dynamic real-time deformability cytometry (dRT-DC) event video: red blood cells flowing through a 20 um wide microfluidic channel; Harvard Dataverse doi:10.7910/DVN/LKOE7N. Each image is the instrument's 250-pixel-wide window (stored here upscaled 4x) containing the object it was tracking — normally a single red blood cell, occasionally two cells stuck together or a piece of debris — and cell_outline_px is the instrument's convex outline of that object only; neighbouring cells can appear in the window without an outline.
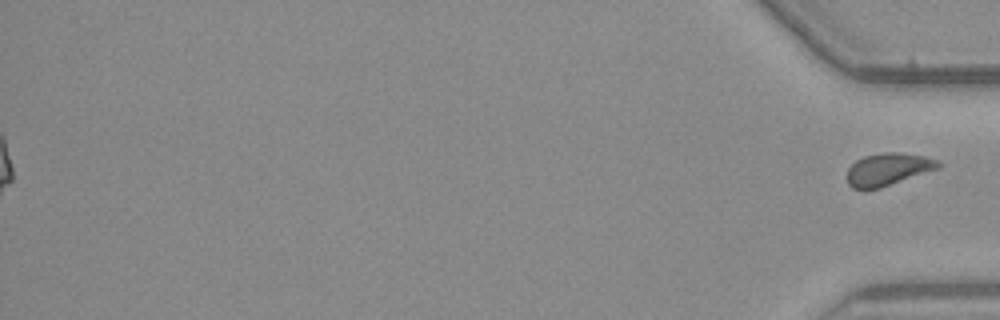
{"species": "common noctule bat (a hibernating species)", "species_latin": "Nyctalus noctula", "temperature_condition": "warm", "stored_images_in_passage": 50, "segment_of_instrument_passage": [2, 2], "camera_frame_rate_fps": 3000, "um_per_image_px": 0.085, "animal": {"sex": "male", "body_mass_g": 23.1, "forearm_length_mm": 52.7}, "frame": {"image": 1, "passage_image": 50, "time_ms": 16.333, "image_size_px": [1000, 320], "cell_outline_px": [[940, 168], [880, 188], [852, 188], [848, 184], [848, 168], [856, 160], [864, 156], [884, 152], [896, 152], [924, 156], [936, 160], [940, 164]], "centroid_in_image_um": [75.48, 14.38], "position_along_channel_um": 359.7, "area_um2": 16.99}}